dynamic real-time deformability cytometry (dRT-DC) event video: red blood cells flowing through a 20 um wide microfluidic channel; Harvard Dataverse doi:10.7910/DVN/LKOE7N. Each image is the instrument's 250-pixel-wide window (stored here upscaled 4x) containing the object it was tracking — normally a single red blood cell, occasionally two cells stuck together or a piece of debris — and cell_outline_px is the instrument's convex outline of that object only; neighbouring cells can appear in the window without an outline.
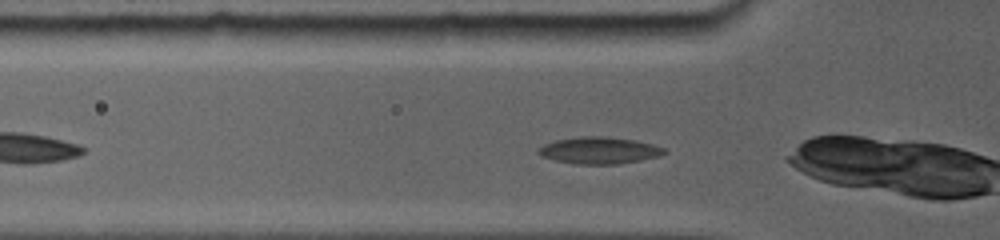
{"species": "common noctule bat (a hibernating species)", "species_latin": "Nyctalus noctula", "temperature_condition": "room temperature", "stored_images_in_passage": 2, "camera_frame_rate_fps": 5000, "um_per_image_px": 0.085, "animal": {"sex": "female", "body_mass_g": 19.0, "forearm_length_mm": 56.7}, "frame": {"image": 1, "passage_image": 2, "time_ms": 1.2, "image_size_px": [1000, 240], "cell_outline_px": [[664, 152], [660, 156], [640, 160], [616, 164], [572, 164], [540, 156], [536, 152], [544, 144], [556, 140], [588, 136], [592, 136], [632, 140], [664, 148]], "centroid_in_image_um": [50.86, 12.81], "position_along_channel_um": 74.9, "area_um2": 19.07}}